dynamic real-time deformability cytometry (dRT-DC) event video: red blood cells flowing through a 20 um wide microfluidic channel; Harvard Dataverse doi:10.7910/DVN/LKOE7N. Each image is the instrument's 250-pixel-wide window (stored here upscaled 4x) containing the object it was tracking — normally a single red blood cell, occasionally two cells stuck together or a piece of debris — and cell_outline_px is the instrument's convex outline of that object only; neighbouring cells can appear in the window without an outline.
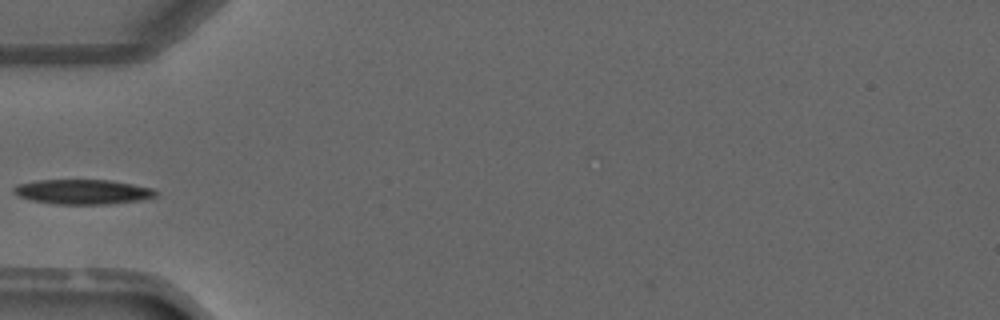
{"species": "common noctule bat (a hibernating species)", "species_latin": "Nyctalus noctula", "temperature_condition": "warm", "stored_images_in_passage": 4, "camera_frame_rate_fps": 3000, "um_per_image_px": 0.085, "animal": {"sex": "male", "forearm_length_mm": 52.5}, "frame": {"image": 1, "passage_image": 4, "time_ms": 3.667, "image_size_px": [1000, 320], "cell_outline_px": [[160, 192], [156, 196], [144, 200], [108, 204], [56, 204], [32, 200], [16, 196], [12, 192], [12, 188], [16, 184], [36, 180], [112, 180], [156, 188]], "centroid_in_image_um": [7.07, 16.3], "position_along_channel_um": 77.9, "area_um2": 20.98}}